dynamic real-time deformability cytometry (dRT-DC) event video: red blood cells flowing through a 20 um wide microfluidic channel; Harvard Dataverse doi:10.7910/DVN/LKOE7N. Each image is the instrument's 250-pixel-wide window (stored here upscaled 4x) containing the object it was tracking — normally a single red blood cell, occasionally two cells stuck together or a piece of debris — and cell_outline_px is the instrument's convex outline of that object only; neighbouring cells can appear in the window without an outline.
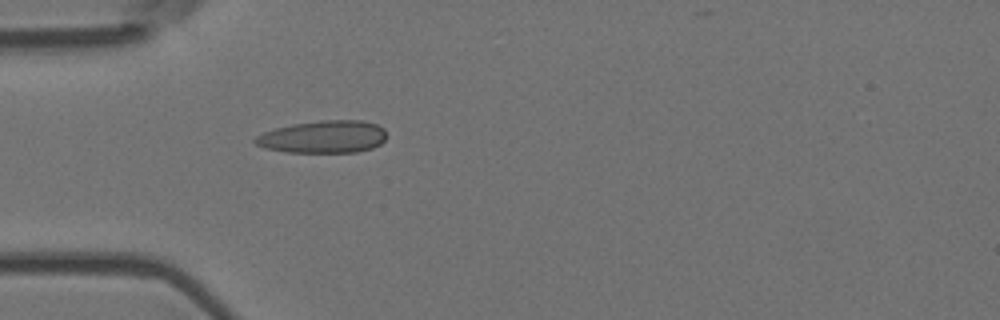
{"species": "Egyptian fruit bat (a non-hibernating species)", "species_latin": "Rousettus aegyptiacus", "temperature_condition": "room temperature", "stored_images_in_passage": 1, "camera_frame_rate_fps": 3000, "um_per_image_px": 0.085, "animal": {"sex": "female"}, "frame": {"image": 1, "passage_image": 1, "time_ms": 0.0, "image_size_px": [1000, 320], "cell_outline_px": [[384, 140], [380, 144], [372, 148], [356, 152], [288, 152], [264, 148], [256, 144], [252, 140], [256, 136], [264, 132], [276, 128], [292, 124], [320, 120], [364, 120], [376, 124], [384, 128]], "centroid_in_image_um": [27.46, 11.62], "position_along_channel_um": 57.5, "area_um2": 24.85}}